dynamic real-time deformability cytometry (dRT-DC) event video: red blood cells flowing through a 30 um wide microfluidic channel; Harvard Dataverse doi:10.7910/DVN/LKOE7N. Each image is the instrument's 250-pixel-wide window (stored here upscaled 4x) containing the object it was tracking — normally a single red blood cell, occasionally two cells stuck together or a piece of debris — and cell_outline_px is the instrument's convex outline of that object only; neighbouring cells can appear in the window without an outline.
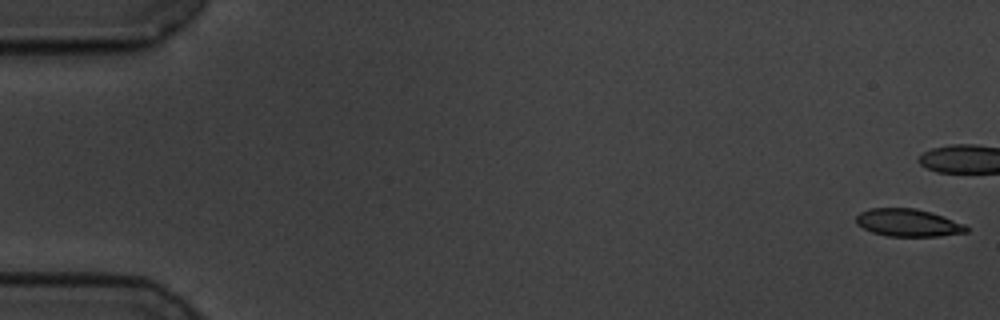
{"species": "common noctule bat (a hibernating species)", "species_latin": "Nyctalus noctula", "temperature_condition": "cold", "stored_images_in_passage": 14, "camera_frame_rate_fps": 3000, "um_per_image_px": 0.085, "animal": {"sex": "male", "body_mass_g": 19.5, "forearm_length_mm": 54.6}, "frame": {"image": 1, "passage_image": 1, "time_ms": 0.0, "image_size_px": [1000, 320], "cell_outline_px": [[968, 232], [940, 236], [888, 236], [872, 232], [856, 224], [856, 216], [860, 212], [868, 208], [916, 208], [932, 212], [944, 216], [964, 224], [968, 228]], "centroid_in_image_um": [77.18, 18.92], "position_along_channel_um": 7.8, "area_um2": 17.8}}